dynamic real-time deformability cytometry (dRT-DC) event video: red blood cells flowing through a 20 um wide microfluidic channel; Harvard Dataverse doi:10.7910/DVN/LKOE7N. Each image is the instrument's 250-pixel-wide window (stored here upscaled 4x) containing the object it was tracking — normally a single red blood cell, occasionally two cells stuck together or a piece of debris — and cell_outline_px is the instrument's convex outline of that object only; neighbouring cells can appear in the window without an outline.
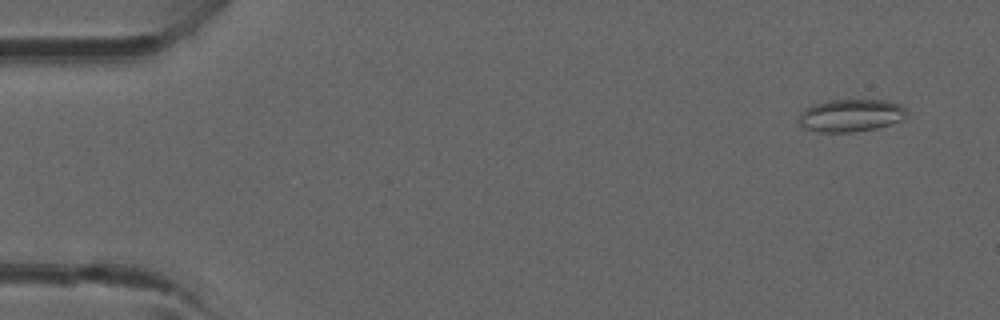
{"species": "common noctule bat (a hibernating species)", "species_latin": "Nyctalus noctula", "temperature_condition": "room temperature", "stored_images_in_passage": 5, "camera_frame_rate_fps": 3000, "um_per_image_px": 0.085, "animal": {"sex": "male", "forearm_length_mm": 52.5}, "frame": {"image": 1, "passage_image": 1, "time_ms": 0.0, "image_size_px": [1000, 320], "cell_outline_px": [[908, 112], [904, 120], [876, 128], [852, 132], [820, 132], [800, 128], [800, 116], [804, 108], [812, 104], [824, 100], [888, 100], [900, 104]], "centroid_in_image_um": [72.31, 9.8], "position_along_channel_um": 12.7, "area_um2": 20.75}}